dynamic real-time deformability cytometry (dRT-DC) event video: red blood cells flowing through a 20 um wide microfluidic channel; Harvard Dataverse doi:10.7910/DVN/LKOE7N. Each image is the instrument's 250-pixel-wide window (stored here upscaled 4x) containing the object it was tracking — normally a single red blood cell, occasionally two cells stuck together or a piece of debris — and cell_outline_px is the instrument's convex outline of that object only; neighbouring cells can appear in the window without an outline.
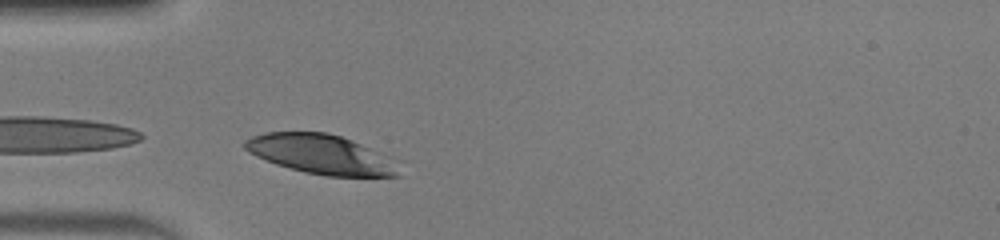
{"species": "human", "species_latin": "Homo sapiens", "temperature_condition": "warm", "stored_images_in_passage": 17, "camera_frame_rate_fps": 3000, "um_per_image_px": 0.085, "donor": {"sex": "male"}, "frame": {"image": 1, "passage_image": 1, "time_ms": 0.0, "image_size_px": [1000, 240], "cell_outline_px": [[400, 176], [328, 176], [304, 172], [276, 164], [256, 156], [248, 152], [244, 148], [244, 140], [252, 136], [264, 132], [328, 132], [352, 140], [380, 152], [396, 168]], "centroid_in_image_um": [27.19, 13.1], "position_along_channel_um": 57.8, "area_um2": 34.85}}